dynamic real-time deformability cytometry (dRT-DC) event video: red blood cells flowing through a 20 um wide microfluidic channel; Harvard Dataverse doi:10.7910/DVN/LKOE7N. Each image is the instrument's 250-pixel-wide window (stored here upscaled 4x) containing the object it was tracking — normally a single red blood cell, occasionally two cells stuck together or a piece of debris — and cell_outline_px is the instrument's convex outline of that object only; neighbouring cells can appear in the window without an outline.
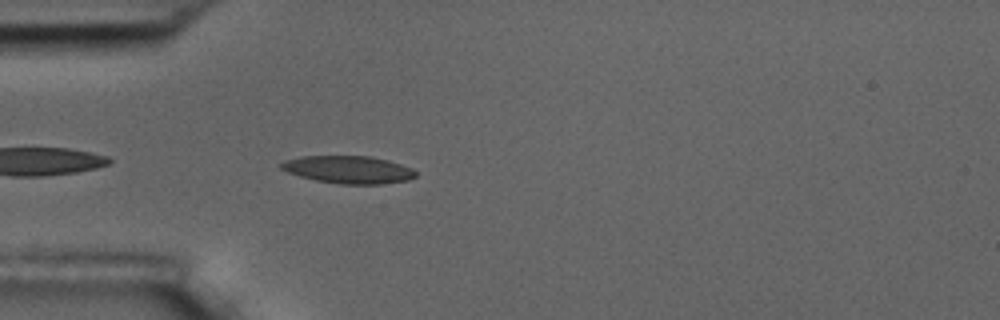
{"species": "common noctule bat (a hibernating species)", "species_latin": "Nyctalus noctula", "temperature_condition": "room temperature", "stored_images_in_passage": 41, "camera_frame_rate_fps": 3000, "um_per_image_px": 0.085, "animal": {"sex": "male", "body_mass_g": 17.5, "forearm_length_mm": 52.3}, "frame": {"image": 1, "passage_image": 2, "time_ms": 0.333, "image_size_px": [1000, 320], "cell_outline_px": [[416, 176], [408, 180], [380, 184], [340, 184], [316, 180], [300, 176], [288, 172], [280, 168], [280, 164], [284, 160], [300, 156], [372, 156], [388, 160], [412, 168], [416, 172]], "centroid_in_image_um": [29.61, 14.41], "position_along_channel_um": 55.4, "area_um2": 21.62}}
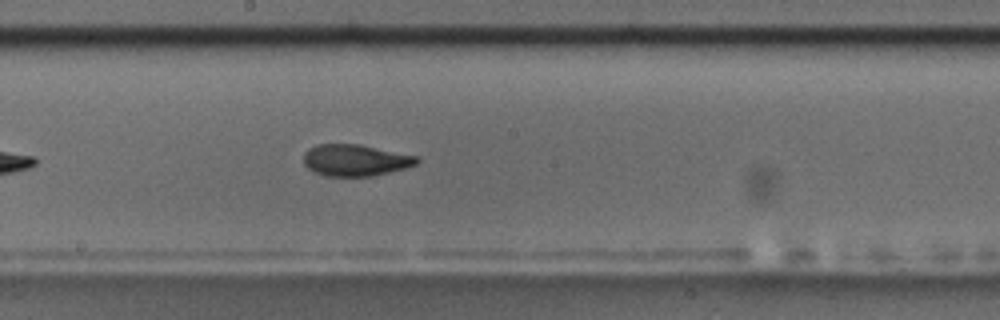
{"frame": {"image": 2, "passage_image": 16, "time_ms": 5.0, "image_size_px": [1000, 320], "cell_outline_px": [[420, 160], [416, 164], [404, 168], [372, 176], [324, 176], [308, 168], [304, 164], [304, 152], [308, 148], [316, 144], [360, 144], [420, 156]], "centroid_in_image_um": [30.21, 13.6], "position_along_channel_um": 218.0, "area_um2": 20.98}}
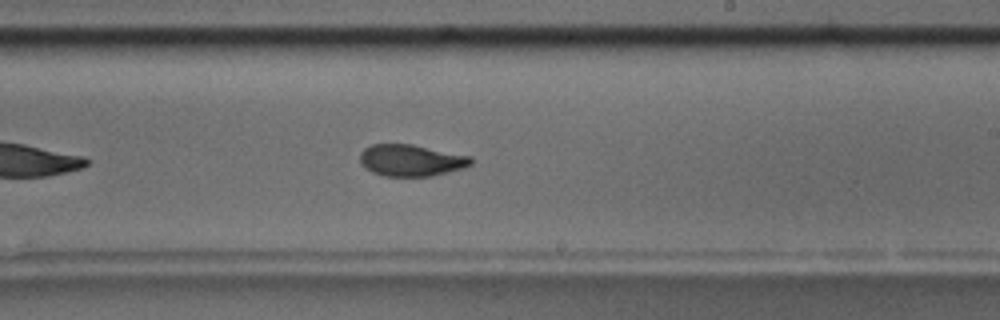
{"frame": {"image": 3, "passage_image": 19, "time_ms": 6.0, "image_size_px": [1000, 320], "cell_outline_px": [[472, 164], [448, 172], [432, 176], [384, 176], [372, 172], [364, 168], [360, 160], [360, 152], [364, 148], [372, 144], [412, 144], [472, 156]], "centroid_in_image_um": [34.92, 13.62], "position_along_channel_um": 254.1, "area_um2": 20.52}, "authors_computed_cell_mechanics": {"area_um2": 21.2126, "velocity_mm_per_s": 3.6186, "shape_relaxation_time_tau1_ms": 6.2953, "shape_relaxation_time_tau2_ms": 2.0388, "deformation_change_tau1": 0.1841, "deformation_change_tau2": 0.0814}}